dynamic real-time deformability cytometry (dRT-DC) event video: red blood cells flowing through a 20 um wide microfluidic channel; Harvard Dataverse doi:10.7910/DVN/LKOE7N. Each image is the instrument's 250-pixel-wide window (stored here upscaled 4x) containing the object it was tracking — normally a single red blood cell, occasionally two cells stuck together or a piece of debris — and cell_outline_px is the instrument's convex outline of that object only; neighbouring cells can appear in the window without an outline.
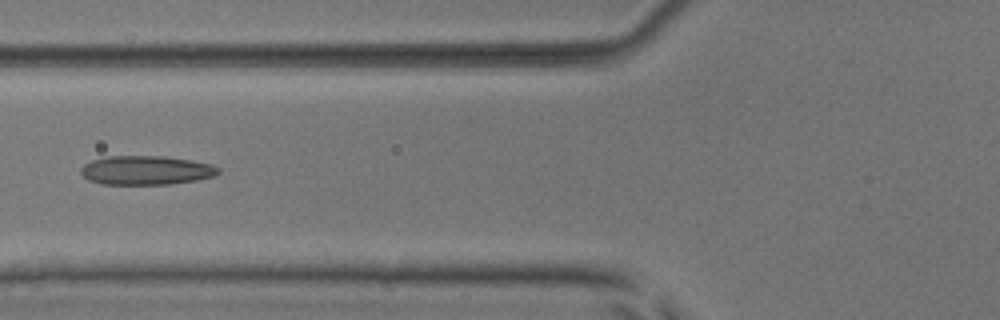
{"species": "common noctule bat (a hibernating species)", "species_latin": "Nyctalus noctula", "temperature_condition": "room temperature", "stored_images_in_passage": 7, "camera_frame_rate_fps": 3000, "um_per_image_px": 0.085, "animal": {"sex": "male", "body_mass_g": 17.9, "forearm_length_mm": 54.2}, "frame": {"image": 1, "passage_image": 6, "time_ms": 1.667, "image_size_px": [1000, 320], "cell_outline_px": [[220, 172], [216, 176], [196, 180], [172, 184], [104, 184], [88, 180], [80, 172], [80, 168], [84, 164], [92, 160], [108, 156], [164, 156], [212, 164], [220, 168]], "centroid_in_image_um": [12.43, 14.47], "position_along_channel_um": 113.4, "area_um2": 23.29}}
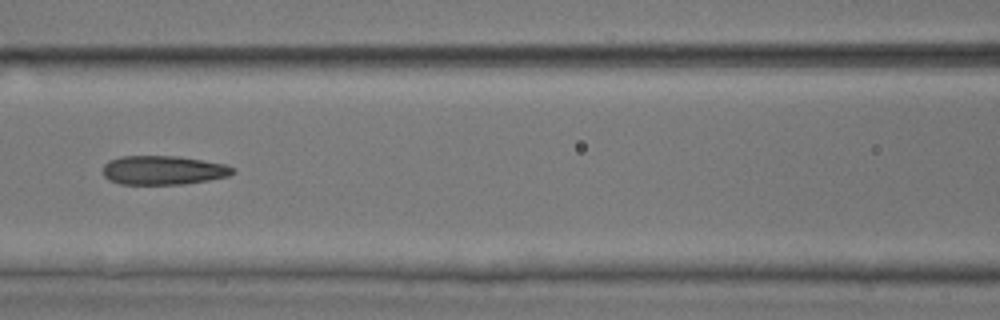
{"frame": {"image": 2, "passage_image": 7, "time_ms": 2.0, "image_size_px": [1000, 320], "cell_outline_px": [[236, 172], [228, 176], [208, 180], [184, 184], [120, 184], [108, 180], [104, 176], [104, 164], [108, 160], [120, 156], [180, 156], [224, 164], [236, 168]], "centroid_in_image_um": [13.88, 14.46], "position_along_channel_um": 152.7, "area_um2": 22.08}}